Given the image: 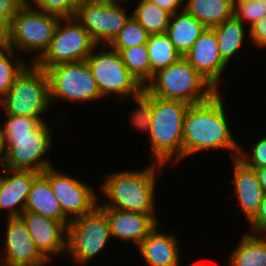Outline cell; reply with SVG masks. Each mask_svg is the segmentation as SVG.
Segmentation results:
<instances>
[{
  "label": "cell",
  "instance_id": "6da1fadb",
  "mask_svg": "<svg viewBox=\"0 0 266 266\" xmlns=\"http://www.w3.org/2000/svg\"><path fill=\"white\" fill-rule=\"evenodd\" d=\"M221 92L187 109L183 121V159L210 150H228L232 159L238 158L240 145L230 131Z\"/></svg>",
  "mask_w": 266,
  "mask_h": 266
},
{
  "label": "cell",
  "instance_id": "7a4b0ae2",
  "mask_svg": "<svg viewBox=\"0 0 266 266\" xmlns=\"http://www.w3.org/2000/svg\"><path fill=\"white\" fill-rule=\"evenodd\" d=\"M163 167L162 164L151 162L141 170L108 172L106 180L100 185L106 200L105 197L103 201L99 199L98 207L156 214L157 178Z\"/></svg>",
  "mask_w": 266,
  "mask_h": 266
},
{
  "label": "cell",
  "instance_id": "3957f363",
  "mask_svg": "<svg viewBox=\"0 0 266 266\" xmlns=\"http://www.w3.org/2000/svg\"><path fill=\"white\" fill-rule=\"evenodd\" d=\"M189 104L153 95V114L148 134L151 162L164 166L183 161V121ZM171 162V163H170Z\"/></svg>",
  "mask_w": 266,
  "mask_h": 266
},
{
  "label": "cell",
  "instance_id": "277c9868",
  "mask_svg": "<svg viewBox=\"0 0 266 266\" xmlns=\"http://www.w3.org/2000/svg\"><path fill=\"white\" fill-rule=\"evenodd\" d=\"M143 89L156 97L181 100L189 105L206 102L218 92L184 56L154 73Z\"/></svg>",
  "mask_w": 266,
  "mask_h": 266
},
{
  "label": "cell",
  "instance_id": "5b68a950",
  "mask_svg": "<svg viewBox=\"0 0 266 266\" xmlns=\"http://www.w3.org/2000/svg\"><path fill=\"white\" fill-rule=\"evenodd\" d=\"M60 19L24 3L1 39L20 55L34 53V58L28 59L34 63L50 46Z\"/></svg>",
  "mask_w": 266,
  "mask_h": 266
},
{
  "label": "cell",
  "instance_id": "8992f818",
  "mask_svg": "<svg viewBox=\"0 0 266 266\" xmlns=\"http://www.w3.org/2000/svg\"><path fill=\"white\" fill-rule=\"evenodd\" d=\"M49 82L46 71L29 63L16 77L12 87L0 100L4 115L38 117L49 112Z\"/></svg>",
  "mask_w": 266,
  "mask_h": 266
},
{
  "label": "cell",
  "instance_id": "52a82bcc",
  "mask_svg": "<svg viewBox=\"0 0 266 266\" xmlns=\"http://www.w3.org/2000/svg\"><path fill=\"white\" fill-rule=\"evenodd\" d=\"M43 69L48 77L51 105L59 100L73 105L104 100L86 60L61 63Z\"/></svg>",
  "mask_w": 266,
  "mask_h": 266
},
{
  "label": "cell",
  "instance_id": "ba28073f",
  "mask_svg": "<svg viewBox=\"0 0 266 266\" xmlns=\"http://www.w3.org/2000/svg\"><path fill=\"white\" fill-rule=\"evenodd\" d=\"M112 239L106 214L97 206L67 226V253L75 264L85 266L108 248Z\"/></svg>",
  "mask_w": 266,
  "mask_h": 266
},
{
  "label": "cell",
  "instance_id": "9c48e42d",
  "mask_svg": "<svg viewBox=\"0 0 266 266\" xmlns=\"http://www.w3.org/2000/svg\"><path fill=\"white\" fill-rule=\"evenodd\" d=\"M104 46L105 48L101 51H96L101 47V45H96L86 58L100 95L103 99L113 94L119 99L128 97L132 99L143 90V87L127 70L119 52L109 45Z\"/></svg>",
  "mask_w": 266,
  "mask_h": 266
},
{
  "label": "cell",
  "instance_id": "30bf717a",
  "mask_svg": "<svg viewBox=\"0 0 266 266\" xmlns=\"http://www.w3.org/2000/svg\"><path fill=\"white\" fill-rule=\"evenodd\" d=\"M96 45L75 17L60 19L50 46L34 63L40 68H49L61 63L84 61Z\"/></svg>",
  "mask_w": 266,
  "mask_h": 266
},
{
  "label": "cell",
  "instance_id": "8fae6325",
  "mask_svg": "<svg viewBox=\"0 0 266 266\" xmlns=\"http://www.w3.org/2000/svg\"><path fill=\"white\" fill-rule=\"evenodd\" d=\"M51 126V127H50ZM54 128L45 122L30 137L4 138V168L10 170H32L42 173L51 167V161L45 159L52 143Z\"/></svg>",
  "mask_w": 266,
  "mask_h": 266
},
{
  "label": "cell",
  "instance_id": "7c38bea8",
  "mask_svg": "<svg viewBox=\"0 0 266 266\" xmlns=\"http://www.w3.org/2000/svg\"><path fill=\"white\" fill-rule=\"evenodd\" d=\"M42 174L49 180L63 214L70 221L92 212L98 206L100 195L88 183L62 173L55 165L45 169Z\"/></svg>",
  "mask_w": 266,
  "mask_h": 266
},
{
  "label": "cell",
  "instance_id": "4fadbf2b",
  "mask_svg": "<svg viewBox=\"0 0 266 266\" xmlns=\"http://www.w3.org/2000/svg\"><path fill=\"white\" fill-rule=\"evenodd\" d=\"M125 6L103 5L91 1L77 6L74 17L93 41L104 47L113 41L132 16L126 12Z\"/></svg>",
  "mask_w": 266,
  "mask_h": 266
},
{
  "label": "cell",
  "instance_id": "5bb4252c",
  "mask_svg": "<svg viewBox=\"0 0 266 266\" xmlns=\"http://www.w3.org/2000/svg\"><path fill=\"white\" fill-rule=\"evenodd\" d=\"M6 220L3 266H45L51 263L41 254L20 217ZM5 246V247H4Z\"/></svg>",
  "mask_w": 266,
  "mask_h": 266
},
{
  "label": "cell",
  "instance_id": "9a60e30c",
  "mask_svg": "<svg viewBox=\"0 0 266 266\" xmlns=\"http://www.w3.org/2000/svg\"><path fill=\"white\" fill-rule=\"evenodd\" d=\"M41 254L49 261L67 253V227L60 221L31 211L19 216Z\"/></svg>",
  "mask_w": 266,
  "mask_h": 266
},
{
  "label": "cell",
  "instance_id": "2e32d148",
  "mask_svg": "<svg viewBox=\"0 0 266 266\" xmlns=\"http://www.w3.org/2000/svg\"><path fill=\"white\" fill-rule=\"evenodd\" d=\"M217 91L223 71L229 66L221 57L215 31L207 28L184 56Z\"/></svg>",
  "mask_w": 266,
  "mask_h": 266
},
{
  "label": "cell",
  "instance_id": "e0dca14e",
  "mask_svg": "<svg viewBox=\"0 0 266 266\" xmlns=\"http://www.w3.org/2000/svg\"><path fill=\"white\" fill-rule=\"evenodd\" d=\"M109 224L111 237L125 243L132 242L137 247L149 232L160 222L155 214H145L99 207Z\"/></svg>",
  "mask_w": 266,
  "mask_h": 266
},
{
  "label": "cell",
  "instance_id": "ac0fdd59",
  "mask_svg": "<svg viewBox=\"0 0 266 266\" xmlns=\"http://www.w3.org/2000/svg\"><path fill=\"white\" fill-rule=\"evenodd\" d=\"M0 176V210H6L5 218L19 217L25 205L34 179L40 174L32 170L4 168Z\"/></svg>",
  "mask_w": 266,
  "mask_h": 266
},
{
  "label": "cell",
  "instance_id": "d6986e66",
  "mask_svg": "<svg viewBox=\"0 0 266 266\" xmlns=\"http://www.w3.org/2000/svg\"><path fill=\"white\" fill-rule=\"evenodd\" d=\"M159 222L137 246L145 266H180L179 238L174 233L161 231Z\"/></svg>",
  "mask_w": 266,
  "mask_h": 266
},
{
  "label": "cell",
  "instance_id": "ffe728a7",
  "mask_svg": "<svg viewBox=\"0 0 266 266\" xmlns=\"http://www.w3.org/2000/svg\"><path fill=\"white\" fill-rule=\"evenodd\" d=\"M233 162L234 193L241 212L249 222L258 212L264 196L257 175L254 170L246 166L238 158L231 159Z\"/></svg>",
  "mask_w": 266,
  "mask_h": 266
},
{
  "label": "cell",
  "instance_id": "44dd1931",
  "mask_svg": "<svg viewBox=\"0 0 266 266\" xmlns=\"http://www.w3.org/2000/svg\"><path fill=\"white\" fill-rule=\"evenodd\" d=\"M24 211H31L62 222L66 227L70 220L63 214L59 201L50 187L49 180L40 173L33 181Z\"/></svg>",
  "mask_w": 266,
  "mask_h": 266
},
{
  "label": "cell",
  "instance_id": "7402d4cb",
  "mask_svg": "<svg viewBox=\"0 0 266 266\" xmlns=\"http://www.w3.org/2000/svg\"><path fill=\"white\" fill-rule=\"evenodd\" d=\"M206 29L203 23L183 9L171 15L166 34L179 54L185 56Z\"/></svg>",
  "mask_w": 266,
  "mask_h": 266
},
{
  "label": "cell",
  "instance_id": "603a6c76",
  "mask_svg": "<svg viewBox=\"0 0 266 266\" xmlns=\"http://www.w3.org/2000/svg\"><path fill=\"white\" fill-rule=\"evenodd\" d=\"M246 27V25L233 16L212 28L216 34L221 57L228 65L229 62L233 61L234 56L237 57L236 55L240 54V50L244 47L242 46L244 42L250 40L249 29L248 31L245 30Z\"/></svg>",
  "mask_w": 266,
  "mask_h": 266
},
{
  "label": "cell",
  "instance_id": "cb8c5ba5",
  "mask_svg": "<svg viewBox=\"0 0 266 266\" xmlns=\"http://www.w3.org/2000/svg\"><path fill=\"white\" fill-rule=\"evenodd\" d=\"M229 266H266V235L244 232L228 256Z\"/></svg>",
  "mask_w": 266,
  "mask_h": 266
},
{
  "label": "cell",
  "instance_id": "d4e9b609",
  "mask_svg": "<svg viewBox=\"0 0 266 266\" xmlns=\"http://www.w3.org/2000/svg\"><path fill=\"white\" fill-rule=\"evenodd\" d=\"M183 9L207 28H213L234 16V1L184 0Z\"/></svg>",
  "mask_w": 266,
  "mask_h": 266
},
{
  "label": "cell",
  "instance_id": "484cf974",
  "mask_svg": "<svg viewBox=\"0 0 266 266\" xmlns=\"http://www.w3.org/2000/svg\"><path fill=\"white\" fill-rule=\"evenodd\" d=\"M146 45L149 53L150 80L154 73L182 57L166 33L149 35Z\"/></svg>",
  "mask_w": 266,
  "mask_h": 266
},
{
  "label": "cell",
  "instance_id": "4316f807",
  "mask_svg": "<svg viewBox=\"0 0 266 266\" xmlns=\"http://www.w3.org/2000/svg\"><path fill=\"white\" fill-rule=\"evenodd\" d=\"M132 16L151 34L166 33L171 14L148 0L135 3Z\"/></svg>",
  "mask_w": 266,
  "mask_h": 266
},
{
  "label": "cell",
  "instance_id": "83f0119b",
  "mask_svg": "<svg viewBox=\"0 0 266 266\" xmlns=\"http://www.w3.org/2000/svg\"><path fill=\"white\" fill-rule=\"evenodd\" d=\"M28 64V60L23 59V56L19 55L0 39V100L9 91L16 77Z\"/></svg>",
  "mask_w": 266,
  "mask_h": 266
},
{
  "label": "cell",
  "instance_id": "f1b7e54d",
  "mask_svg": "<svg viewBox=\"0 0 266 266\" xmlns=\"http://www.w3.org/2000/svg\"><path fill=\"white\" fill-rule=\"evenodd\" d=\"M123 64L144 88L150 81V62L146 44L131 46L119 51Z\"/></svg>",
  "mask_w": 266,
  "mask_h": 266
},
{
  "label": "cell",
  "instance_id": "f546056e",
  "mask_svg": "<svg viewBox=\"0 0 266 266\" xmlns=\"http://www.w3.org/2000/svg\"><path fill=\"white\" fill-rule=\"evenodd\" d=\"M149 35L141 24L131 16L109 46L119 52L121 49L131 46L146 44Z\"/></svg>",
  "mask_w": 266,
  "mask_h": 266
},
{
  "label": "cell",
  "instance_id": "4dcf8cb0",
  "mask_svg": "<svg viewBox=\"0 0 266 266\" xmlns=\"http://www.w3.org/2000/svg\"><path fill=\"white\" fill-rule=\"evenodd\" d=\"M4 138L30 137L45 122L38 117L4 115Z\"/></svg>",
  "mask_w": 266,
  "mask_h": 266
},
{
  "label": "cell",
  "instance_id": "1f68e13d",
  "mask_svg": "<svg viewBox=\"0 0 266 266\" xmlns=\"http://www.w3.org/2000/svg\"><path fill=\"white\" fill-rule=\"evenodd\" d=\"M132 99L136 102L137 107L131 110V125L140 132H146L145 134L148 136L153 114V95L143 89Z\"/></svg>",
  "mask_w": 266,
  "mask_h": 266
},
{
  "label": "cell",
  "instance_id": "d6a6232c",
  "mask_svg": "<svg viewBox=\"0 0 266 266\" xmlns=\"http://www.w3.org/2000/svg\"><path fill=\"white\" fill-rule=\"evenodd\" d=\"M266 15V5L262 0H235L234 16L250 29Z\"/></svg>",
  "mask_w": 266,
  "mask_h": 266
},
{
  "label": "cell",
  "instance_id": "836d02e7",
  "mask_svg": "<svg viewBox=\"0 0 266 266\" xmlns=\"http://www.w3.org/2000/svg\"><path fill=\"white\" fill-rule=\"evenodd\" d=\"M25 3L61 19L74 17L77 8L72 0H25Z\"/></svg>",
  "mask_w": 266,
  "mask_h": 266
},
{
  "label": "cell",
  "instance_id": "e575fe53",
  "mask_svg": "<svg viewBox=\"0 0 266 266\" xmlns=\"http://www.w3.org/2000/svg\"><path fill=\"white\" fill-rule=\"evenodd\" d=\"M257 140L252 143L251 152L240 145L238 159L250 168L266 167V134Z\"/></svg>",
  "mask_w": 266,
  "mask_h": 266
},
{
  "label": "cell",
  "instance_id": "d590c367",
  "mask_svg": "<svg viewBox=\"0 0 266 266\" xmlns=\"http://www.w3.org/2000/svg\"><path fill=\"white\" fill-rule=\"evenodd\" d=\"M249 33L252 46L266 49V15L249 29Z\"/></svg>",
  "mask_w": 266,
  "mask_h": 266
},
{
  "label": "cell",
  "instance_id": "8d00e7d4",
  "mask_svg": "<svg viewBox=\"0 0 266 266\" xmlns=\"http://www.w3.org/2000/svg\"><path fill=\"white\" fill-rule=\"evenodd\" d=\"M250 233H265L266 231V194L256 215L249 221Z\"/></svg>",
  "mask_w": 266,
  "mask_h": 266
},
{
  "label": "cell",
  "instance_id": "74e56055",
  "mask_svg": "<svg viewBox=\"0 0 266 266\" xmlns=\"http://www.w3.org/2000/svg\"><path fill=\"white\" fill-rule=\"evenodd\" d=\"M160 8L166 10L171 15L183 10L184 0H148Z\"/></svg>",
  "mask_w": 266,
  "mask_h": 266
},
{
  "label": "cell",
  "instance_id": "f35d334b",
  "mask_svg": "<svg viewBox=\"0 0 266 266\" xmlns=\"http://www.w3.org/2000/svg\"><path fill=\"white\" fill-rule=\"evenodd\" d=\"M257 175L258 181L264 194H266V167L252 168Z\"/></svg>",
  "mask_w": 266,
  "mask_h": 266
},
{
  "label": "cell",
  "instance_id": "ab89813d",
  "mask_svg": "<svg viewBox=\"0 0 266 266\" xmlns=\"http://www.w3.org/2000/svg\"><path fill=\"white\" fill-rule=\"evenodd\" d=\"M3 124L0 123V155L4 157L5 155V142H4V131Z\"/></svg>",
  "mask_w": 266,
  "mask_h": 266
},
{
  "label": "cell",
  "instance_id": "60d3db41",
  "mask_svg": "<svg viewBox=\"0 0 266 266\" xmlns=\"http://www.w3.org/2000/svg\"><path fill=\"white\" fill-rule=\"evenodd\" d=\"M92 2L100 3L103 5H118V0H92Z\"/></svg>",
  "mask_w": 266,
  "mask_h": 266
},
{
  "label": "cell",
  "instance_id": "b9f144b4",
  "mask_svg": "<svg viewBox=\"0 0 266 266\" xmlns=\"http://www.w3.org/2000/svg\"><path fill=\"white\" fill-rule=\"evenodd\" d=\"M92 0H72V2L76 5V6H79L81 4H84V3H88V2H91Z\"/></svg>",
  "mask_w": 266,
  "mask_h": 266
},
{
  "label": "cell",
  "instance_id": "7bdbcfd3",
  "mask_svg": "<svg viewBox=\"0 0 266 266\" xmlns=\"http://www.w3.org/2000/svg\"><path fill=\"white\" fill-rule=\"evenodd\" d=\"M3 169H4V160H3V156L0 155V176H1Z\"/></svg>",
  "mask_w": 266,
  "mask_h": 266
},
{
  "label": "cell",
  "instance_id": "ee69618b",
  "mask_svg": "<svg viewBox=\"0 0 266 266\" xmlns=\"http://www.w3.org/2000/svg\"><path fill=\"white\" fill-rule=\"evenodd\" d=\"M127 1L128 0H118V4H123V3H127ZM129 1H132V0H129ZM135 1V3H137L138 1H140V0H134Z\"/></svg>",
  "mask_w": 266,
  "mask_h": 266
},
{
  "label": "cell",
  "instance_id": "f6af8a7d",
  "mask_svg": "<svg viewBox=\"0 0 266 266\" xmlns=\"http://www.w3.org/2000/svg\"><path fill=\"white\" fill-rule=\"evenodd\" d=\"M190 266H208L206 264H201L200 262L199 263H193V265H190Z\"/></svg>",
  "mask_w": 266,
  "mask_h": 266
},
{
  "label": "cell",
  "instance_id": "bcb514c9",
  "mask_svg": "<svg viewBox=\"0 0 266 266\" xmlns=\"http://www.w3.org/2000/svg\"><path fill=\"white\" fill-rule=\"evenodd\" d=\"M0 266H3V263H2V259H1V257H0Z\"/></svg>",
  "mask_w": 266,
  "mask_h": 266
}]
</instances>
